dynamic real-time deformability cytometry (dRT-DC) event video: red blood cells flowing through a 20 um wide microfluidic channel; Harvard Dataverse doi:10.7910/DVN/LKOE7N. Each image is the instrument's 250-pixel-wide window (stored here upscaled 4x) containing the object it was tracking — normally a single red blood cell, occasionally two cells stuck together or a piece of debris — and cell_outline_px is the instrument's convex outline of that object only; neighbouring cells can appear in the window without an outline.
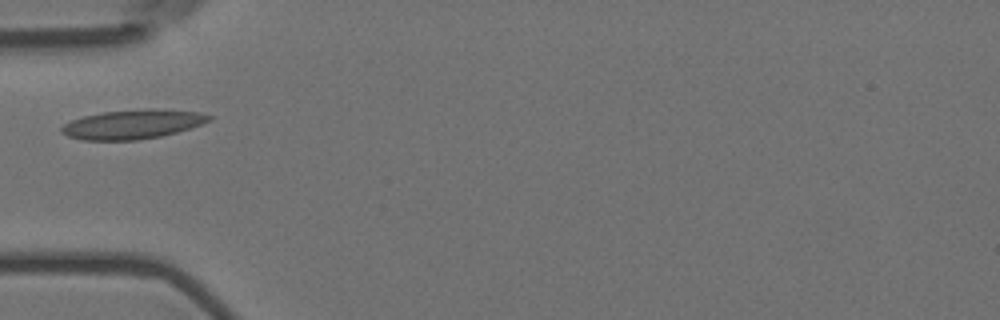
{"species": "Egyptian fruit bat (a non-hibernating species)", "species_latin": "Rousettus aegyptiacus", "temperature_condition": "room temperature", "stored_images_in_passage": 31, "camera_frame_rate_fps": 3000, "um_per_image_px": 0.085, "animal": {"sex": "female"}, "frame": {"image": 1, "passage_image": 1, "time_ms": 0.0, "image_size_px": [1000, 320], "cell_outline_px": [[212, 120], [176, 132], [160, 136], [136, 140], [84, 140], [68, 136], [60, 132], [60, 128], [64, 124], [72, 120], [84, 116], [104, 112], [148, 108], [200, 112], [212, 116]], "centroid_in_image_um": [11.26, 10.56], "position_along_channel_um": 73.7, "area_um2": 24.91}}
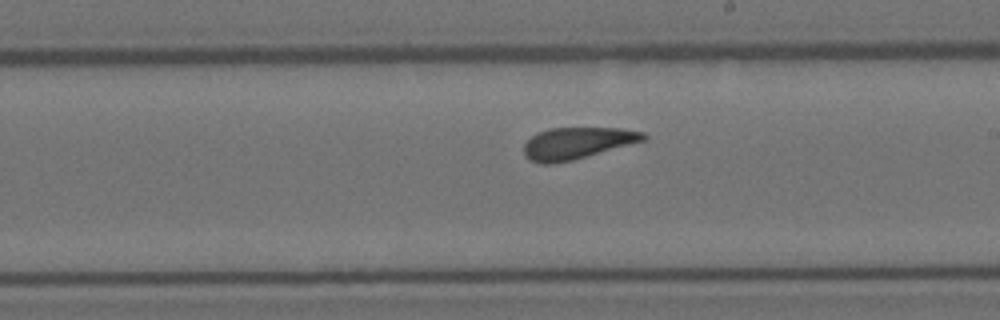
{"frame": {"image": 2, "passage_image": 15, "time_ms": 4.667, "image_size_px": [1000, 320], "cell_outline_px": [[648, 136], [644, 140], [572, 160], [552, 164], [540, 164], [524, 156], [524, 144], [536, 132], [548, 128], [620, 128], [644, 132]], "centroid_in_image_um": [49.01, 12.16], "position_along_channel_um": 240.0, "area_um2": 21.91}}
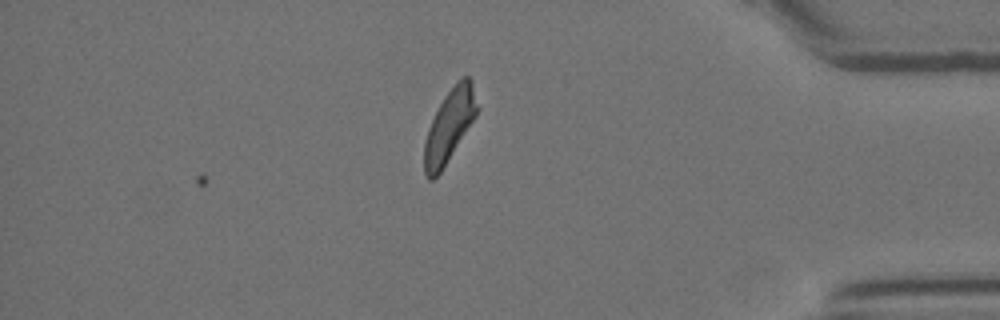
{"frame": {"image": 3, "passage_image": 31, "time_ms": 10.0, "image_size_px": [1000, 320], "cell_outline_px": [[480, 108], [476, 116], [440, 172], [432, 180], [428, 180], [424, 176], [424, 144], [428, 128], [444, 96], [456, 80], [460, 76], [468, 76], [472, 80]], "centroid_in_image_um": [38.22, 10.64], "position_along_channel_um": 397.0, "area_um2": 22.37}}